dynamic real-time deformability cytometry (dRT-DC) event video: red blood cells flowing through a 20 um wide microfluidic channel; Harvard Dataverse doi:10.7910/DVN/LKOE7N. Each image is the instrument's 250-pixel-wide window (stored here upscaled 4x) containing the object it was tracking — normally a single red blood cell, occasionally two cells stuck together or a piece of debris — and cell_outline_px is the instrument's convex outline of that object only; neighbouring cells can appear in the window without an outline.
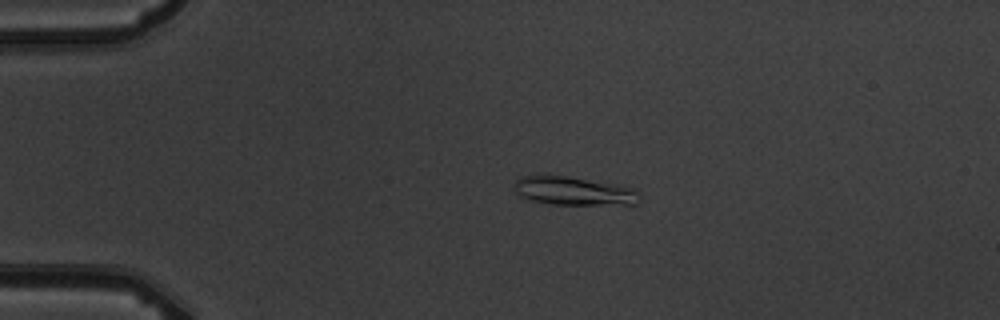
{"species": "common noctule bat (a hibernating species)", "species_latin": "Nyctalus noctula", "temperature_condition": "warm", "stored_images_in_passage": 4, "camera_frame_rate_fps": 3000, "um_per_image_px": 0.085, "animal": {"sex": "male", "body_mass_g": 19.5, "forearm_length_mm": 54.6}, "frame": {"image": 1, "passage_image": 3, "time_ms": 3.333, "image_size_px": [1000, 320], "cell_outline_px": [[640, 200], [636, 204], [552, 204], [528, 200], [520, 196], [516, 192], [516, 180], [520, 176], [564, 176], [616, 184], [636, 188], [640, 196]], "centroid_in_image_um": [48.81, 16.24], "position_along_channel_um": 36.2, "area_um2": 20.58}}